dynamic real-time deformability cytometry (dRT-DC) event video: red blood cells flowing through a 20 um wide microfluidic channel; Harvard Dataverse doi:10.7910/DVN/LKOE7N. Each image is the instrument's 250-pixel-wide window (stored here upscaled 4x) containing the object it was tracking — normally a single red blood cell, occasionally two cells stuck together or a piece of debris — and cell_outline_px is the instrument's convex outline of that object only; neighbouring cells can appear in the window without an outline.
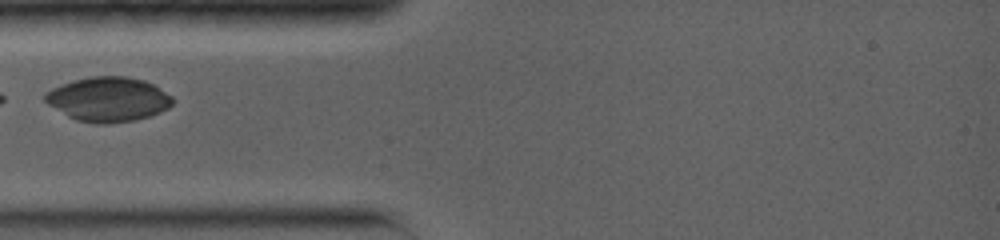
{"species": "common noctule bat (a hibernating species)", "species_latin": "Nyctalus noctula", "temperature_condition": "warm", "stored_images_in_passage": 15, "camera_frame_rate_fps": 5000, "um_per_image_px": 0.085, "animal": {"sex": "female", "body_mass_g": 19.0, "forearm_length_mm": 56.7}, "frame": {"image": 1, "passage_image": 1, "time_ms": 0.0, "image_size_px": [1000, 240], "cell_outline_px": [[176, 100], [168, 108], [160, 112], [148, 116], [132, 120], [108, 124], [96, 124], [76, 120], [68, 116], [48, 104], [44, 100], [44, 92], [52, 88], [76, 80], [92, 76], [124, 76], [144, 80], [152, 84], [172, 96]], "centroid_in_image_um": [9.2, 8.44], "position_along_channel_um": 75.8, "area_um2": 32.89}}
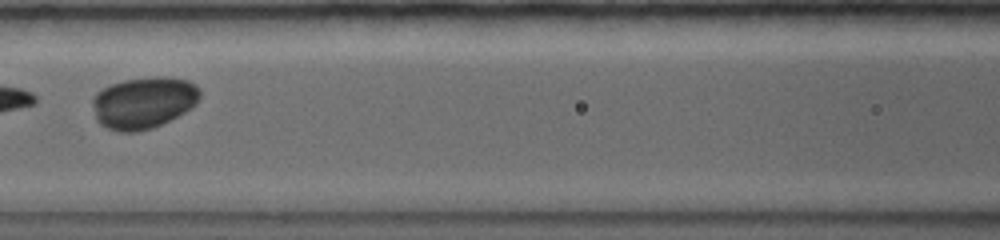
{"frame": {"image": 2, "passage_image": 3, "time_ms": 2.0, "image_size_px": [1000, 240], "cell_outline_px": [[200, 96], [196, 104], [192, 108], [152, 128], [140, 132], [120, 132], [108, 128], [100, 124], [96, 120], [92, 104], [92, 96], [96, 92], [112, 84], [124, 80], [156, 76], [164, 76], [188, 80], [196, 84], [200, 88]], "centroid_in_image_um": [12.2, 8.72], "position_along_channel_um": 154.4, "area_um2": 32.54}}